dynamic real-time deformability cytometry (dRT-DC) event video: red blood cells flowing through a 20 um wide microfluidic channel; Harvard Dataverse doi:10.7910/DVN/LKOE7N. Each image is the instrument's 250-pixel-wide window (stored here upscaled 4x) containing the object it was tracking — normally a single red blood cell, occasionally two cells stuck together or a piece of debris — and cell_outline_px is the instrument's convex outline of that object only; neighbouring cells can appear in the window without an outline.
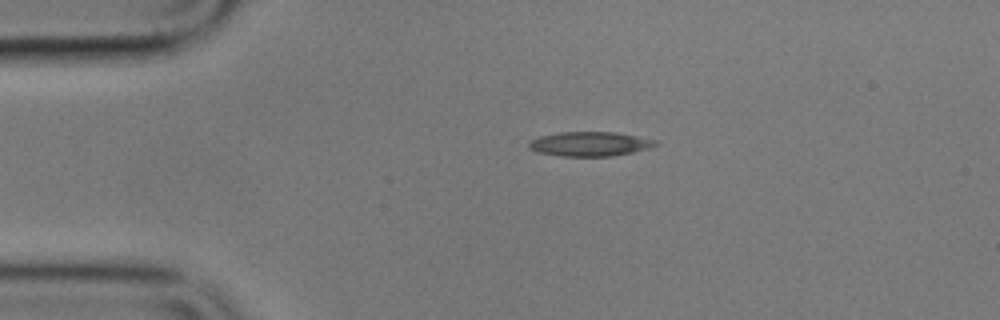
{"species": "common noctule bat (a hibernating species)", "species_latin": "Nyctalus noctula", "temperature_condition": "cold", "stored_images_in_passage": 3, "camera_frame_rate_fps": 3000, "um_per_image_px": 0.085, "animal": {"sex": "male", "body_mass_g": 17.9}, "frame": {"image": 1, "passage_image": 3, "time_ms": 2.333, "image_size_px": [1000, 320], "cell_outline_px": [[660, 144], [648, 148], [632, 152], [612, 156], [560, 156], [536, 152], [528, 148], [528, 144], [532, 140], [540, 136], [560, 132], [616, 132], [656, 140]], "centroid_in_image_um": [50.12, 12.23], "position_along_channel_um": 34.9, "area_um2": 17.98}}